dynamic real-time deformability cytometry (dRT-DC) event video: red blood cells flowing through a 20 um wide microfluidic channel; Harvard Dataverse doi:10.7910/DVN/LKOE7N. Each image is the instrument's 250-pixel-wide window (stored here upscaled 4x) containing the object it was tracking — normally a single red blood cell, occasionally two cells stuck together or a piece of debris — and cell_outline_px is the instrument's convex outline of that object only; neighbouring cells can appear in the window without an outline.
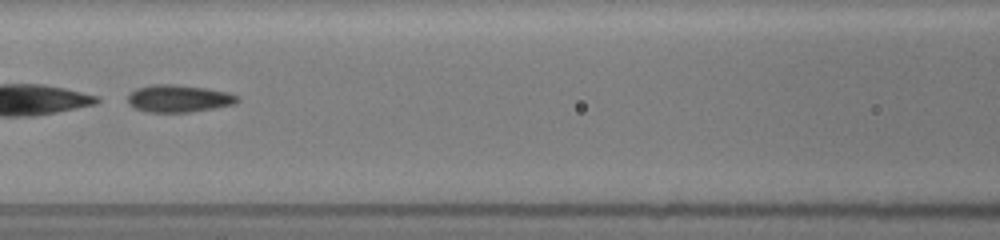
{"species": "common noctule bat (a hibernating species)", "species_latin": "Nyctalus noctula", "temperature_condition": "room temperature", "stored_images_in_passage": 51, "camera_frame_rate_fps": 3000, "um_per_image_px": 0.085, "animal": {"sex": "female", "body_mass_g": 19.5, "forearm_length_mm": 54.1}, "frame": {"image": 1, "passage_image": 25, "time_ms": 8.0, "image_size_px": [1000, 240], "cell_outline_px": [[240, 100], [236, 104], [188, 112], [144, 112], [128, 104], [128, 96], [136, 88], [152, 84], [172, 84], [204, 88], [228, 92], [240, 96]], "centroid_in_image_um": [15.2, 8.37], "position_along_channel_um": 151.4, "area_um2": 17.46}}
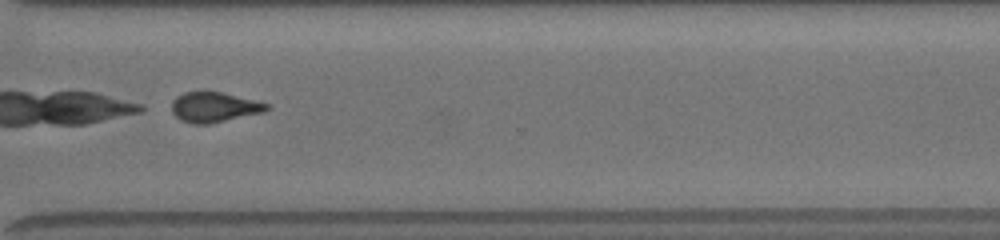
{"frame": {"image": 2, "passage_image": 40, "time_ms": 13.0, "image_size_px": [1000, 240], "cell_outline_px": [[272, 108], [264, 112], [208, 124], [192, 124], [180, 120], [172, 112], [172, 100], [176, 96], [184, 92], [204, 88], [256, 100], [272, 104]], "centroid_in_image_um": [18.21, 9.06], "position_along_channel_um": 352.4, "area_um2": 17.34}}